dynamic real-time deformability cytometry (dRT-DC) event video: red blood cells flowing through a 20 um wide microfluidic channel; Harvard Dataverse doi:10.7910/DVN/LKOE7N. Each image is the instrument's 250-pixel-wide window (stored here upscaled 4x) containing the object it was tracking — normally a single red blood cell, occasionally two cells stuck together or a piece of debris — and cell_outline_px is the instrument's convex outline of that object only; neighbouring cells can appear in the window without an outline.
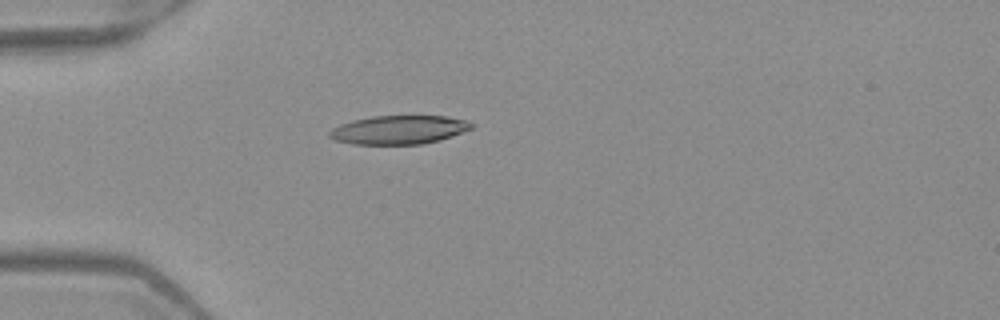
{"species": "Egyptian fruit bat (a non-hibernating species)", "species_latin": "Rousettus aegyptiacus", "temperature_condition": "warm", "stored_images_in_passage": 4, "camera_frame_rate_fps": 3000, "um_per_image_px": 0.085, "frame": {"image": 1, "passage_image": 4, "time_ms": 1.0, "image_size_px": [1000, 320], "cell_outline_px": [[472, 128], [452, 136], [440, 140], [420, 144], [352, 144], [336, 140], [328, 136], [328, 132], [332, 128], [340, 124], [352, 120], [372, 116], [444, 116], [464, 120], [472, 124]], "centroid_in_image_um": [33.85, 11.03], "position_along_channel_um": 51.1, "area_um2": 23.58}}